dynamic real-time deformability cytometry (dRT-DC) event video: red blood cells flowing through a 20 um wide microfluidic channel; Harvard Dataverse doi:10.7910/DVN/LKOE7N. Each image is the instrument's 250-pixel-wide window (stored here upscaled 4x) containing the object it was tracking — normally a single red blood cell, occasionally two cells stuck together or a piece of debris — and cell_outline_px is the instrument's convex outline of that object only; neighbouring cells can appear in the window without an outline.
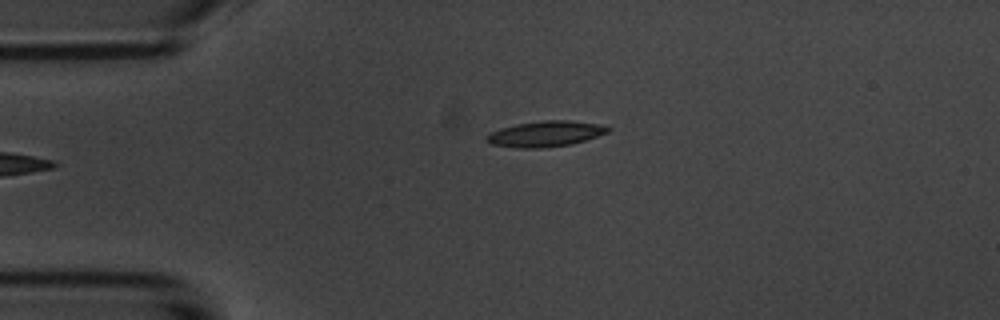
{"species": "common noctule bat (a hibernating species)", "species_latin": "Nyctalus noctula", "temperature_condition": "room temperature", "stored_images_in_passage": 5, "camera_frame_rate_fps": 3000, "um_per_image_px": 0.085, "animal": {"sex": "male", "body_mass_g": 20.1, "forearm_length_mm": 53.5}, "frame": {"image": 1, "passage_image": 5, "time_ms": 5.333, "image_size_px": [1000, 320], "cell_outline_px": [[612, 128], [608, 132], [572, 144], [544, 148], [520, 148], [492, 144], [484, 140], [484, 136], [500, 128], [516, 124], [544, 120], [568, 120], [600, 124]], "centroid_in_image_um": [46.35, 11.37], "position_along_channel_um": 38.7, "area_um2": 18.15}}